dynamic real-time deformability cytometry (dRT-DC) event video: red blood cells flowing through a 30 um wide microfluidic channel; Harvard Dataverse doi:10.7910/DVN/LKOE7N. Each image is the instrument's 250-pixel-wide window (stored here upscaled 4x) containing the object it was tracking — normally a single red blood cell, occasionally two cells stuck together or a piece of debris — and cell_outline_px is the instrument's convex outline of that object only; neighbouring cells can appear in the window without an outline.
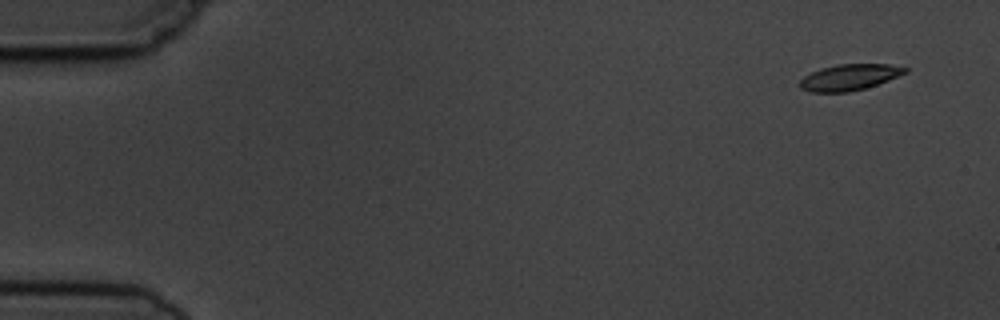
{"species": "common noctule bat (a hibernating species)", "species_latin": "Nyctalus noctula", "temperature_condition": "cold", "stored_images_in_passage": 6, "camera_frame_rate_fps": 3000, "um_per_image_px": 0.085, "animal": {"sex": "male", "body_mass_g": 19.5, "forearm_length_mm": 54.6}, "frame": {"image": 1, "passage_image": 1, "time_ms": 0.0, "image_size_px": [1000, 320], "cell_outline_px": [[908, 72], [888, 80], [864, 88], [848, 92], [812, 92], [800, 88], [800, 80], [804, 76], [820, 68], [836, 64], [888, 64], [908, 68]], "centroid_in_image_um": [72.19, 6.56], "position_along_channel_um": 12.8, "area_um2": 15.9}}
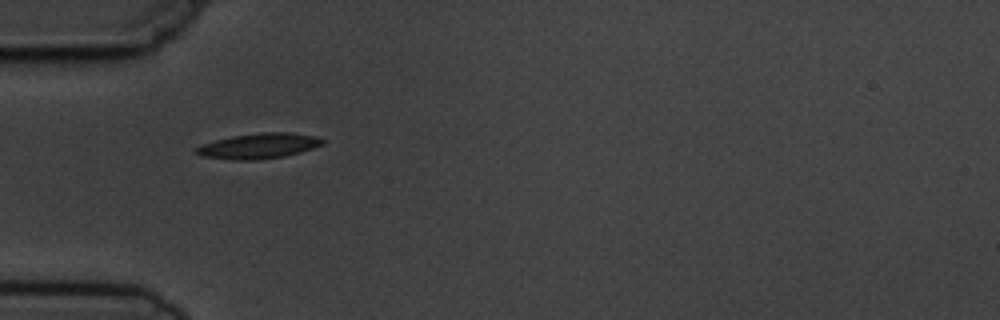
{"frame": {"image": 2, "passage_image": 5, "time_ms": 4.667, "image_size_px": [1000, 320], "cell_outline_px": [[324, 144], [300, 152], [284, 156], [256, 160], [232, 160], [200, 156], [192, 152], [196, 148], [204, 144], [216, 140], [232, 136], [260, 132], [288, 132], [316, 136], [324, 140]], "centroid_in_image_um": [21.97, 12.41], "position_along_channel_um": 63.0, "area_um2": 18.67}}
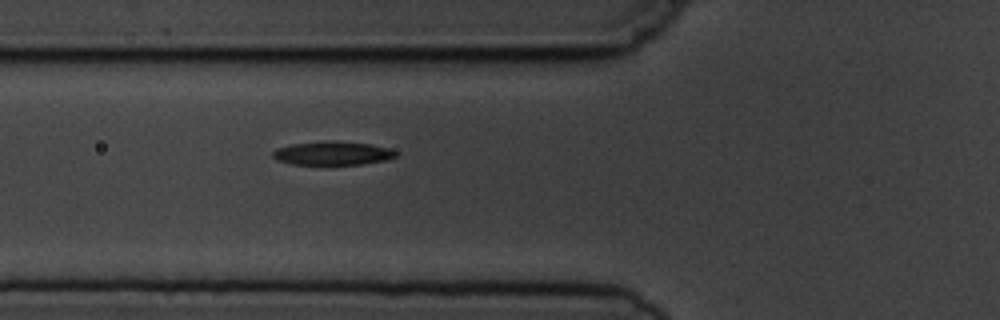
{"frame": {"image": 3, "passage_image": 6, "time_ms": 5.667, "image_size_px": [1000, 320], "cell_outline_px": [[396, 156], [388, 160], [360, 164], [324, 168], [292, 164], [276, 160], [272, 156], [272, 152], [276, 148], [292, 144], [324, 140], [336, 140], [372, 144], [388, 148], [396, 152]], "centroid_in_image_um": [28.22, 13.06], "position_along_channel_um": 97.6, "area_um2": 18.09}}